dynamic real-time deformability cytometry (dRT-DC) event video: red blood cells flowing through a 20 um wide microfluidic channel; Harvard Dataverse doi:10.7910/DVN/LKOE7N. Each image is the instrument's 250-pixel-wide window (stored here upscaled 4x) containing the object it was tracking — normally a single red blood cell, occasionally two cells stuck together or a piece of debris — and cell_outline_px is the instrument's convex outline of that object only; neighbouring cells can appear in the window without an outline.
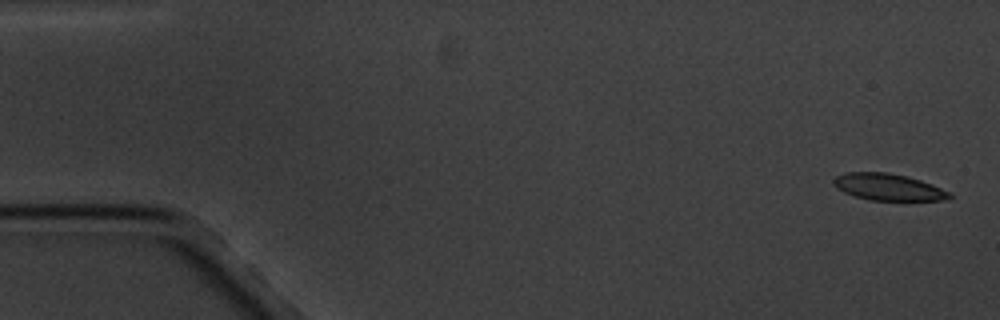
{"species": "common noctule bat (a hibernating species)", "species_latin": "Nyctalus noctula", "temperature_condition": "cold", "stored_images_in_passage": 6, "camera_frame_rate_fps": 3000, "um_per_image_px": 0.085, "animal": {"sex": "male", "body_mass_g": 20.1, "forearm_length_mm": 53.5}, "frame": {"image": 1, "passage_image": 1, "time_ms": 0.0, "image_size_px": [1000, 320], "cell_outline_px": [[952, 196], [944, 200], [868, 200], [844, 192], [836, 188], [832, 184], [832, 180], [836, 176], [844, 172], [888, 172], [908, 176], [932, 184], [952, 192]], "centroid_in_image_um": [75.49, 15.89], "position_along_channel_um": 9.5, "area_um2": 18.21}}